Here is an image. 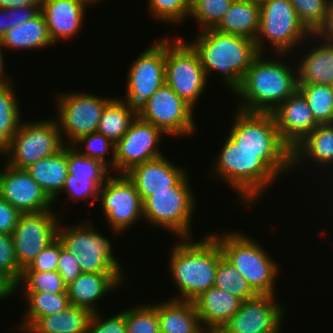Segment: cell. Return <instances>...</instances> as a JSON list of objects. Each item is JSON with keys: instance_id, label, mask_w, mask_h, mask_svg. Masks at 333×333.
<instances>
[{"instance_id": "1", "label": "cell", "mask_w": 333, "mask_h": 333, "mask_svg": "<svg viewBox=\"0 0 333 333\" xmlns=\"http://www.w3.org/2000/svg\"><path fill=\"white\" fill-rule=\"evenodd\" d=\"M285 56L289 57V54L275 53L266 58V53H259L255 57L240 87L233 94L239 101L236 109L271 113L297 90L296 62L294 60L293 65L292 62L285 61Z\"/></svg>"}, {"instance_id": "2", "label": "cell", "mask_w": 333, "mask_h": 333, "mask_svg": "<svg viewBox=\"0 0 333 333\" xmlns=\"http://www.w3.org/2000/svg\"><path fill=\"white\" fill-rule=\"evenodd\" d=\"M199 239L176 238L177 242L173 241V246L169 248L168 274L179 290L178 295H173L171 299L193 302L214 286L217 265L223 252L209 232Z\"/></svg>"}, {"instance_id": "3", "label": "cell", "mask_w": 333, "mask_h": 333, "mask_svg": "<svg viewBox=\"0 0 333 333\" xmlns=\"http://www.w3.org/2000/svg\"><path fill=\"white\" fill-rule=\"evenodd\" d=\"M225 139L213 159L210 168L213 173L210 174L232 187L238 203L252 208L280 178L259 158V154L240 148L229 135Z\"/></svg>"}, {"instance_id": "4", "label": "cell", "mask_w": 333, "mask_h": 333, "mask_svg": "<svg viewBox=\"0 0 333 333\" xmlns=\"http://www.w3.org/2000/svg\"><path fill=\"white\" fill-rule=\"evenodd\" d=\"M197 33L188 43L198 53L207 77L218 74L233 95L259 54L255 40L216 29Z\"/></svg>"}, {"instance_id": "5", "label": "cell", "mask_w": 333, "mask_h": 333, "mask_svg": "<svg viewBox=\"0 0 333 333\" xmlns=\"http://www.w3.org/2000/svg\"><path fill=\"white\" fill-rule=\"evenodd\" d=\"M235 112L228 135L239 147L259 154L279 178L291 173L292 149L280 137L273 114L238 109Z\"/></svg>"}, {"instance_id": "6", "label": "cell", "mask_w": 333, "mask_h": 333, "mask_svg": "<svg viewBox=\"0 0 333 333\" xmlns=\"http://www.w3.org/2000/svg\"><path fill=\"white\" fill-rule=\"evenodd\" d=\"M210 234L218 241L223 256L258 295L277 294L276 281L281 272L280 264L258 240L240 230L224 232L222 235L218 232Z\"/></svg>"}, {"instance_id": "7", "label": "cell", "mask_w": 333, "mask_h": 333, "mask_svg": "<svg viewBox=\"0 0 333 333\" xmlns=\"http://www.w3.org/2000/svg\"><path fill=\"white\" fill-rule=\"evenodd\" d=\"M188 175L189 172L171 187V191L152 192L143 201V220L154 228L165 229L177 239L194 238L195 235L192 219L198 198L191 189Z\"/></svg>"}, {"instance_id": "8", "label": "cell", "mask_w": 333, "mask_h": 333, "mask_svg": "<svg viewBox=\"0 0 333 333\" xmlns=\"http://www.w3.org/2000/svg\"><path fill=\"white\" fill-rule=\"evenodd\" d=\"M78 223L68 227L59 224L57 238L66 250L77 257L81 272L124 274V265L113 253L115 249L111 240L103 236L101 231L99 233L97 227L94 228L92 220Z\"/></svg>"}, {"instance_id": "9", "label": "cell", "mask_w": 333, "mask_h": 333, "mask_svg": "<svg viewBox=\"0 0 333 333\" xmlns=\"http://www.w3.org/2000/svg\"><path fill=\"white\" fill-rule=\"evenodd\" d=\"M310 35L289 0H267L260 4V29L255 39L259 53L269 52L270 46L273 53L295 52L296 47L298 50L307 44Z\"/></svg>"}, {"instance_id": "10", "label": "cell", "mask_w": 333, "mask_h": 333, "mask_svg": "<svg viewBox=\"0 0 333 333\" xmlns=\"http://www.w3.org/2000/svg\"><path fill=\"white\" fill-rule=\"evenodd\" d=\"M52 118L29 122L23 119L12 140L2 149L1 159L14 168L26 169L62 150L65 144L58 123Z\"/></svg>"}, {"instance_id": "11", "label": "cell", "mask_w": 333, "mask_h": 333, "mask_svg": "<svg viewBox=\"0 0 333 333\" xmlns=\"http://www.w3.org/2000/svg\"><path fill=\"white\" fill-rule=\"evenodd\" d=\"M207 81L200 57L193 47L181 36H165V83L197 110L195 107L205 93Z\"/></svg>"}, {"instance_id": "12", "label": "cell", "mask_w": 333, "mask_h": 333, "mask_svg": "<svg viewBox=\"0 0 333 333\" xmlns=\"http://www.w3.org/2000/svg\"><path fill=\"white\" fill-rule=\"evenodd\" d=\"M152 43L130 64L125 96L120 97L136 116L146 108L147 100L165 84V36Z\"/></svg>"}, {"instance_id": "13", "label": "cell", "mask_w": 333, "mask_h": 333, "mask_svg": "<svg viewBox=\"0 0 333 333\" xmlns=\"http://www.w3.org/2000/svg\"><path fill=\"white\" fill-rule=\"evenodd\" d=\"M113 98L82 91L59 93L55 99V120L65 146H72L81 137L97 132L102 112Z\"/></svg>"}, {"instance_id": "14", "label": "cell", "mask_w": 333, "mask_h": 333, "mask_svg": "<svg viewBox=\"0 0 333 333\" xmlns=\"http://www.w3.org/2000/svg\"><path fill=\"white\" fill-rule=\"evenodd\" d=\"M99 200L107 228L114 235L125 234L123 232L143 220V202L125 174H110L100 187Z\"/></svg>"}, {"instance_id": "15", "label": "cell", "mask_w": 333, "mask_h": 333, "mask_svg": "<svg viewBox=\"0 0 333 333\" xmlns=\"http://www.w3.org/2000/svg\"><path fill=\"white\" fill-rule=\"evenodd\" d=\"M194 110L165 83L147 100L146 108L138 117L159 128L166 136L182 138L194 136L197 131Z\"/></svg>"}, {"instance_id": "16", "label": "cell", "mask_w": 333, "mask_h": 333, "mask_svg": "<svg viewBox=\"0 0 333 333\" xmlns=\"http://www.w3.org/2000/svg\"><path fill=\"white\" fill-rule=\"evenodd\" d=\"M58 213L57 210H47L21 214L12 237L16 258L22 270L57 238L58 225L64 217Z\"/></svg>"}, {"instance_id": "17", "label": "cell", "mask_w": 333, "mask_h": 333, "mask_svg": "<svg viewBox=\"0 0 333 333\" xmlns=\"http://www.w3.org/2000/svg\"><path fill=\"white\" fill-rule=\"evenodd\" d=\"M284 306L276 295H257L242 301L221 329L225 333H282L287 312Z\"/></svg>"}, {"instance_id": "18", "label": "cell", "mask_w": 333, "mask_h": 333, "mask_svg": "<svg viewBox=\"0 0 333 333\" xmlns=\"http://www.w3.org/2000/svg\"><path fill=\"white\" fill-rule=\"evenodd\" d=\"M163 135L159 128L137 116L115 144V174H125L136 165L163 156L159 150Z\"/></svg>"}, {"instance_id": "19", "label": "cell", "mask_w": 333, "mask_h": 333, "mask_svg": "<svg viewBox=\"0 0 333 333\" xmlns=\"http://www.w3.org/2000/svg\"><path fill=\"white\" fill-rule=\"evenodd\" d=\"M0 196L21 213L54 210L53 201L26 169L0 163Z\"/></svg>"}, {"instance_id": "20", "label": "cell", "mask_w": 333, "mask_h": 333, "mask_svg": "<svg viewBox=\"0 0 333 333\" xmlns=\"http://www.w3.org/2000/svg\"><path fill=\"white\" fill-rule=\"evenodd\" d=\"M164 155L131 168L125 175L134 184L142 202L152 192L171 191L188 170Z\"/></svg>"}, {"instance_id": "21", "label": "cell", "mask_w": 333, "mask_h": 333, "mask_svg": "<svg viewBox=\"0 0 333 333\" xmlns=\"http://www.w3.org/2000/svg\"><path fill=\"white\" fill-rule=\"evenodd\" d=\"M271 113L280 137L291 149L318 126L304 96L298 90Z\"/></svg>"}, {"instance_id": "22", "label": "cell", "mask_w": 333, "mask_h": 333, "mask_svg": "<svg viewBox=\"0 0 333 333\" xmlns=\"http://www.w3.org/2000/svg\"><path fill=\"white\" fill-rule=\"evenodd\" d=\"M87 8L81 0H42L41 12L53 44L70 41L78 36L84 25Z\"/></svg>"}, {"instance_id": "23", "label": "cell", "mask_w": 333, "mask_h": 333, "mask_svg": "<svg viewBox=\"0 0 333 333\" xmlns=\"http://www.w3.org/2000/svg\"><path fill=\"white\" fill-rule=\"evenodd\" d=\"M307 41L308 44L300 48L303 51L306 47L305 54L301 52L300 58L295 60L298 84L330 85L333 82V42L322 40L317 34H311Z\"/></svg>"}, {"instance_id": "24", "label": "cell", "mask_w": 333, "mask_h": 333, "mask_svg": "<svg viewBox=\"0 0 333 333\" xmlns=\"http://www.w3.org/2000/svg\"><path fill=\"white\" fill-rule=\"evenodd\" d=\"M125 274L81 273L67 286L70 305L99 312L97 303L123 286ZM119 286V287H118ZM96 307V308H95Z\"/></svg>"}, {"instance_id": "25", "label": "cell", "mask_w": 333, "mask_h": 333, "mask_svg": "<svg viewBox=\"0 0 333 333\" xmlns=\"http://www.w3.org/2000/svg\"><path fill=\"white\" fill-rule=\"evenodd\" d=\"M307 160L319 170L333 168V124L318 125L292 149L293 172Z\"/></svg>"}, {"instance_id": "26", "label": "cell", "mask_w": 333, "mask_h": 333, "mask_svg": "<svg viewBox=\"0 0 333 333\" xmlns=\"http://www.w3.org/2000/svg\"><path fill=\"white\" fill-rule=\"evenodd\" d=\"M202 326L221 329L240 309L242 300L213 286L193 301Z\"/></svg>"}, {"instance_id": "27", "label": "cell", "mask_w": 333, "mask_h": 333, "mask_svg": "<svg viewBox=\"0 0 333 333\" xmlns=\"http://www.w3.org/2000/svg\"><path fill=\"white\" fill-rule=\"evenodd\" d=\"M152 304L158 311L160 333H196L203 327L191 301L170 298Z\"/></svg>"}, {"instance_id": "28", "label": "cell", "mask_w": 333, "mask_h": 333, "mask_svg": "<svg viewBox=\"0 0 333 333\" xmlns=\"http://www.w3.org/2000/svg\"><path fill=\"white\" fill-rule=\"evenodd\" d=\"M26 171L53 201L61 194L69 173L68 146L53 156L29 165Z\"/></svg>"}, {"instance_id": "29", "label": "cell", "mask_w": 333, "mask_h": 333, "mask_svg": "<svg viewBox=\"0 0 333 333\" xmlns=\"http://www.w3.org/2000/svg\"><path fill=\"white\" fill-rule=\"evenodd\" d=\"M3 49L32 50L48 48L51 41L45 18L40 11L35 17L8 30L0 39Z\"/></svg>"}, {"instance_id": "30", "label": "cell", "mask_w": 333, "mask_h": 333, "mask_svg": "<svg viewBox=\"0 0 333 333\" xmlns=\"http://www.w3.org/2000/svg\"><path fill=\"white\" fill-rule=\"evenodd\" d=\"M215 29L255 40L260 29V4L234 0Z\"/></svg>"}, {"instance_id": "31", "label": "cell", "mask_w": 333, "mask_h": 333, "mask_svg": "<svg viewBox=\"0 0 333 333\" xmlns=\"http://www.w3.org/2000/svg\"><path fill=\"white\" fill-rule=\"evenodd\" d=\"M92 314L87 308L69 305L62 312L39 317L22 333H86Z\"/></svg>"}, {"instance_id": "32", "label": "cell", "mask_w": 333, "mask_h": 333, "mask_svg": "<svg viewBox=\"0 0 333 333\" xmlns=\"http://www.w3.org/2000/svg\"><path fill=\"white\" fill-rule=\"evenodd\" d=\"M23 295L27 304L21 322L15 326L19 332H25L39 317L62 312L70 305L67 292H23Z\"/></svg>"}, {"instance_id": "33", "label": "cell", "mask_w": 333, "mask_h": 333, "mask_svg": "<svg viewBox=\"0 0 333 333\" xmlns=\"http://www.w3.org/2000/svg\"><path fill=\"white\" fill-rule=\"evenodd\" d=\"M12 82L0 85V150L12 140L23 120L16 85Z\"/></svg>"}, {"instance_id": "34", "label": "cell", "mask_w": 333, "mask_h": 333, "mask_svg": "<svg viewBox=\"0 0 333 333\" xmlns=\"http://www.w3.org/2000/svg\"><path fill=\"white\" fill-rule=\"evenodd\" d=\"M136 117L120 96L116 98L114 95L102 112L97 132L116 144L128 131Z\"/></svg>"}, {"instance_id": "35", "label": "cell", "mask_w": 333, "mask_h": 333, "mask_svg": "<svg viewBox=\"0 0 333 333\" xmlns=\"http://www.w3.org/2000/svg\"><path fill=\"white\" fill-rule=\"evenodd\" d=\"M318 125L333 124V95L329 85L298 84Z\"/></svg>"}, {"instance_id": "36", "label": "cell", "mask_w": 333, "mask_h": 333, "mask_svg": "<svg viewBox=\"0 0 333 333\" xmlns=\"http://www.w3.org/2000/svg\"><path fill=\"white\" fill-rule=\"evenodd\" d=\"M214 286L220 290L230 292L242 301L258 295L223 255L217 265Z\"/></svg>"}, {"instance_id": "37", "label": "cell", "mask_w": 333, "mask_h": 333, "mask_svg": "<svg viewBox=\"0 0 333 333\" xmlns=\"http://www.w3.org/2000/svg\"><path fill=\"white\" fill-rule=\"evenodd\" d=\"M234 0H190L189 17L198 23V31L215 29Z\"/></svg>"}, {"instance_id": "38", "label": "cell", "mask_w": 333, "mask_h": 333, "mask_svg": "<svg viewBox=\"0 0 333 333\" xmlns=\"http://www.w3.org/2000/svg\"><path fill=\"white\" fill-rule=\"evenodd\" d=\"M72 147L81 155L102 162L114 173L115 143L104 135L98 132L87 134L77 140ZM109 154H111L110 160L106 158Z\"/></svg>"}, {"instance_id": "39", "label": "cell", "mask_w": 333, "mask_h": 333, "mask_svg": "<svg viewBox=\"0 0 333 333\" xmlns=\"http://www.w3.org/2000/svg\"><path fill=\"white\" fill-rule=\"evenodd\" d=\"M126 333H160L158 311L152 303H139L124 310Z\"/></svg>"}, {"instance_id": "40", "label": "cell", "mask_w": 333, "mask_h": 333, "mask_svg": "<svg viewBox=\"0 0 333 333\" xmlns=\"http://www.w3.org/2000/svg\"><path fill=\"white\" fill-rule=\"evenodd\" d=\"M106 180H90L88 177L73 176L68 173L67 178L63 186L61 194L53 200V205L59 199L62 193H67L65 199L69 198L70 201H86L88 206L96 204V200L99 199L100 187ZM91 199V200H90ZM90 200V201H89Z\"/></svg>"}, {"instance_id": "41", "label": "cell", "mask_w": 333, "mask_h": 333, "mask_svg": "<svg viewBox=\"0 0 333 333\" xmlns=\"http://www.w3.org/2000/svg\"><path fill=\"white\" fill-rule=\"evenodd\" d=\"M16 286L18 292L20 289L22 292H67V285L57 271L23 272Z\"/></svg>"}, {"instance_id": "42", "label": "cell", "mask_w": 333, "mask_h": 333, "mask_svg": "<svg viewBox=\"0 0 333 333\" xmlns=\"http://www.w3.org/2000/svg\"><path fill=\"white\" fill-rule=\"evenodd\" d=\"M298 19L310 34H317L327 18L330 0H289Z\"/></svg>"}, {"instance_id": "43", "label": "cell", "mask_w": 333, "mask_h": 333, "mask_svg": "<svg viewBox=\"0 0 333 333\" xmlns=\"http://www.w3.org/2000/svg\"><path fill=\"white\" fill-rule=\"evenodd\" d=\"M146 5L148 15L157 22L177 25L189 18L190 0H147Z\"/></svg>"}, {"instance_id": "44", "label": "cell", "mask_w": 333, "mask_h": 333, "mask_svg": "<svg viewBox=\"0 0 333 333\" xmlns=\"http://www.w3.org/2000/svg\"><path fill=\"white\" fill-rule=\"evenodd\" d=\"M68 164L69 173L73 176L88 177L90 180H106L111 173L102 162L81 155L72 146H68Z\"/></svg>"}, {"instance_id": "45", "label": "cell", "mask_w": 333, "mask_h": 333, "mask_svg": "<svg viewBox=\"0 0 333 333\" xmlns=\"http://www.w3.org/2000/svg\"><path fill=\"white\" fill-rule=\"evenodd\" d=\"M0 270L16 284L20 281L23 270L20 268L14 247L12 234L0 233Z\"/></svg>"}, {"instance_id": "46", "label": "cell", "mask_w": 333, "mask_h": 333, "mask_svg": "<svg viewBox=\"0 0 333 333\" xmlns=\"http://www.w3.org/2000/svg\"><path fill=\"white\" fill-rule=\"evenodd\" d=\"M86 333H126L124 309L105 317L100 311L93 313Z\"/></svg>"}, {"instance_id": "47", "label": "cell", "mask_w": 333, "mask_h": 333, "mask_svg": "<svg viewBox=\"0 0 333 333\" xmlns=\"http://www.w3.org/2000/svg\"><path fill=\"white\" fill-rule=\"evenodd\" d=\"M41 11V6L0 9V39L11 28L32 19Z\"/></svg>"}, {"instance_id": "48", "label": "cell", "mask_w": 333, "mask_h": 333, "mask_svg": "<svg viewBox=\"0 0 333 333\" xmlns=\"http://www.w3.org/2000/svg\"><path fill=\"white\" fill-rule=\"evenodd\" d=\"M61 252V242L56 238L44 250H42L31 264L23 272H47L57 271V265Z\"/></svg>"}, {"instance_id": "49", "label": "cell", "mask_w": 333, "mask_h": 333, "mask_svg": "<svg viewBox=\"0 0 333 333\" xmlns=\"http://www.w3.org/2000/svg\"><path fill=\"white\" fill-rule=\"evenodd\" d=\"M57 272L63 278V281L67 286L82 273L77 261V257L66 250L62 246V243L60 257L57 265Z\"/></svg>"}, {"instance_id": "50", "label": "cell", "mask_w": 333, "mask_h": 333, "mask_svg": "<svg viewBox=\"0 0 333 333\" xmlns=\"http://www.w3.org/2000/svg\"><path fill=\"white\" fill-rule=\"evenodd\" d=\"M21 214L0 196V233L12 234Z\"/></svg>"}, {"instance_id": "51", "label": "cell", "mask_w": 333, "mask_h": 333, "mask_svg": "<svg viewBox=\"0 0 333 333\" xmlns=\"http://www.w3.org/2000/svg\"><path fill=\"white\" fill-rule=\"evenodd\" d=\"M317 35L322 40L333 42V0L329 1L325 24L318 31Z\"/></svg>"}, {"instance_id": "52", "label": "cell", "mask_w": 333, "mask_h": 333, "mask_svg": "<svg viewBox=\"0 0 333 333\" xmlns=\"http://www.w3.org/2000/svg\"><path fill=\"white\" fill-rule=\"evenodd\" d=\"M16 283L0 270V301L12 297L17 292Z\"/></svg>"}, {"instance_id": "53", "label": "cell", "mask_w": 333, "mask_h": 333, "mask_svg": "<svg viewBox=\"0 0 333 333\" xmlns=\"http://www.w3.org/2000/svg\"><path fill=\"white\" fill-rule=\"evenodd\" d=\"M42 0H0V9L41 6Z\"/></svg>"}, {"instance_id": "54", "label": "cell", "mask_w": 333, "mask_h": 333, "mask_svg": "<svg viewBox=\"0 0 333 333\" xmlns=\"http://www.w3.org/2000/svg\"><path fill=\"white\" fill-rule=\"evenodd\" d=\"M3 50H4L3 47L0 45V85L13 81V78H11V75L7 74V72H5V70H6V68L4 66L5 65V61H4L5 52H3Z\"/></svg>"}, {"instance_id": "55", "label": "cell", "mask_w": 333, "mask_h": 333, "mask_svg": "<svg viewBox=\"0 0 333 333\" xmlns=\"http://www.w3.org/2000/svg\"><path fill=\"white\" fill-rule=\"evenodd\" d=\"M196 333H217V330L214 328H209V327H202L199 331Z\"/></svg>"}, {"instance_id": "56", "label": "cell", "mask_w": 333, "mask_h": 333, "mask_svg": "<svg viewBox=\"0 0 333 333\" xmlns=\"http://www.w3.org/2000/svg\"><path fill=\"white\" fill-rule=\"evenodd\" d=\"M86 6H90L91 5H95L97 6L96 4H99L100 2H103V0H81Z\"/></svg>"}, {"instance_id": "57", "label": "cell", "mask_w": 333, "mask_h": 333, "mask_svg": "<svg viewBox=\"0 0 333 333\" xmlns=\"http://www.w3.org/2000/svg\"><path fill=\"white\" fill-rule=\"evenodd\" d=\"M254 3H258V4H262L263 2L267 1V0H248Z\"/></svg>"}, {"instance_id": "58", "label": "cell", "mask_w": 333, "mask_h": 333, "mask_svg": "<svg viewBox=\"0 0 333 333\" xmlns=\"http://www.w3.org/2000/svg\"><path fill=\"white\" fill-rule=\"evenodd\" d=\"M329 86H330V89H331V92H332V95H333V82Z\"/></svg>"}, {"instance_id": "59", "label": "cell", "mask_w": 333, "mask_h": 333, "mask_svg": "<svg viewBox=\"0 0 333 333\" xmlns=\"http://www.w3.org/2000/svg\"><path fill=\"white\" fill-rule=\"evenodd\" d=\"M217 333H225L222 329H217Z\"/></svg>"}]
</instances>
